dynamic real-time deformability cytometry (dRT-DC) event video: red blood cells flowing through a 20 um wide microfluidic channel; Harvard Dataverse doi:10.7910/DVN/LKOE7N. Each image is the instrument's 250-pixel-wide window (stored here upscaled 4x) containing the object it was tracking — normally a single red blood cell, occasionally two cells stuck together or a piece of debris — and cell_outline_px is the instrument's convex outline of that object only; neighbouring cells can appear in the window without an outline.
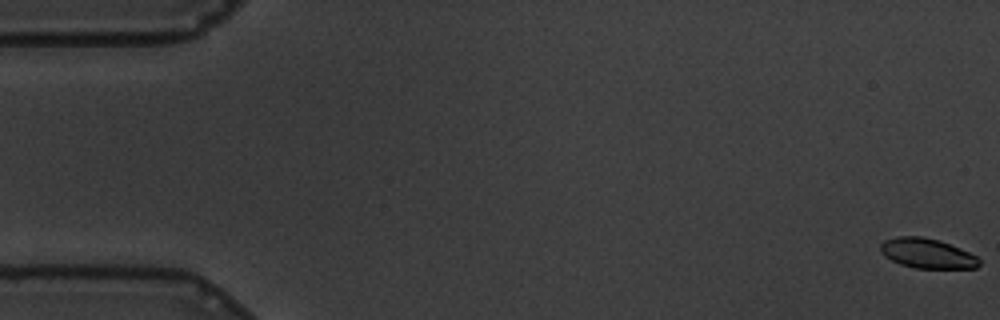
{"species": "common noctule bat (a hibernating species)", "species_latin": "Nyctalus noctula", "temperature_condition": "warm", "stored_images_in_passage": 11, "camera_frame_rate_fps": 3000, "um_per_image_px": 0.085, "animal": {"sex": "male", "body_mass_g": 19.5, "forearm_length_mm": 54.6}, "frame": {"image": 1, "passage_image": 1, "time_ms": 0.0, "image_size_px": [1000, 320], "cell_outline_px": [[980, 264], [976, 268], [916, 268], [900, 264], [884, 256], [880, 252], [880, 244], [884, 240], [896, 236], [920, 236], [940, 240], [960, 248], [976, 256], [980, 260]], "centroid_in_image_um": [78.78, 21.53], "position_along_channel_um": 6.2, "area_um2": 17.22}}